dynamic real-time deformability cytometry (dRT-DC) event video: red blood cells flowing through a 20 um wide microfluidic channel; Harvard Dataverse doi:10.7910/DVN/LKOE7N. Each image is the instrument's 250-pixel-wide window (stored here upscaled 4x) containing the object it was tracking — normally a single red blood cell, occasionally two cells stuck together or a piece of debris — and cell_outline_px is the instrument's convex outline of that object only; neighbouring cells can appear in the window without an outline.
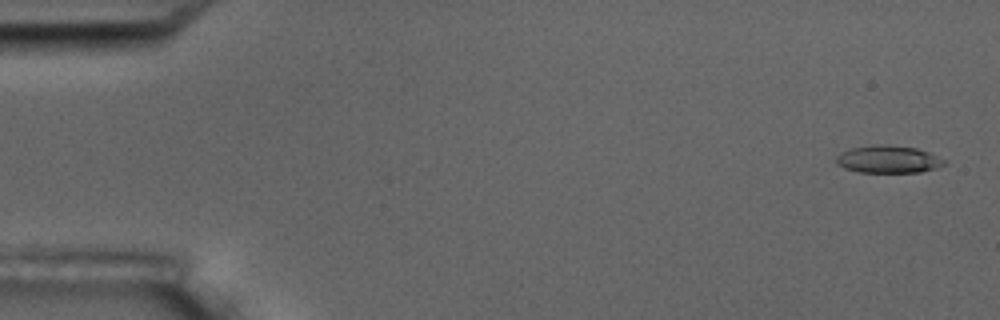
{"species": "common noctule bat (a hibernating species)", "species_latin": "Nyctalus noctula", "temperature_condition": "room temperature", "stored_images_in_passage": 8, "camera_frame_rate_fps": 3000, "um_per_image_px": 0.085, "animal": {"sex": "male", "body_mass_g": 17.5, "forearm_length_mm": 52.3}, "frame": {"image": 1, "passage_image": 1, "time_ms": 0.0, "image_size_px": [1000, 320], "cell_outline_px": [[948, 160], [944, 164], [936, 168], [920, 172], [856, 172], [844, 168], [836, 164], [836, 156], [840, 152], [852, 148], [876, 144], [888, 144], [916, 148], [928, 152]], "centroid_in_image_um": [75.49, 13.54], "position_along_channel_um": 9.5, "area_um2": 17.46}}
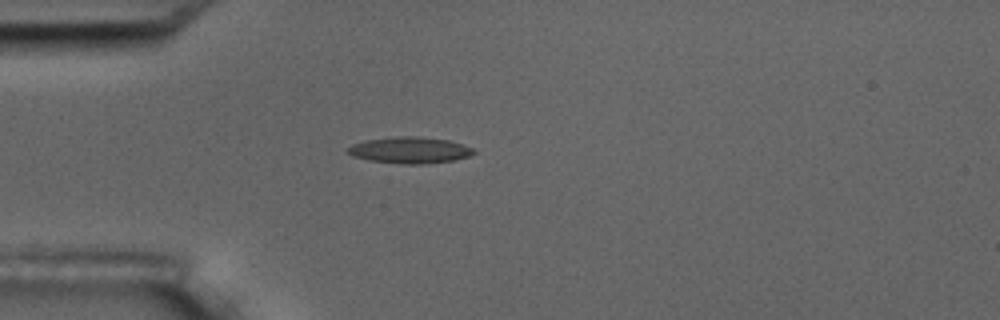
{"frame": {"image": 2, "passage_image": 5, "time_ms": 4.667, "image_size_px": [1000, 320], "cell_outline_px": [[476, 152], [468, 156], [452, 160], [420, 164], [404, 164], [368, 160], [352, 156], [348, 152], [348, 148], [352, 144], [368, 140], [396, 136], [416, 136], [448, 140], [472, 148]], "centroid_in_image_um": [34.8, 12.76], "position_along_channel_um": 50.2, "area_um2": 19.02}}